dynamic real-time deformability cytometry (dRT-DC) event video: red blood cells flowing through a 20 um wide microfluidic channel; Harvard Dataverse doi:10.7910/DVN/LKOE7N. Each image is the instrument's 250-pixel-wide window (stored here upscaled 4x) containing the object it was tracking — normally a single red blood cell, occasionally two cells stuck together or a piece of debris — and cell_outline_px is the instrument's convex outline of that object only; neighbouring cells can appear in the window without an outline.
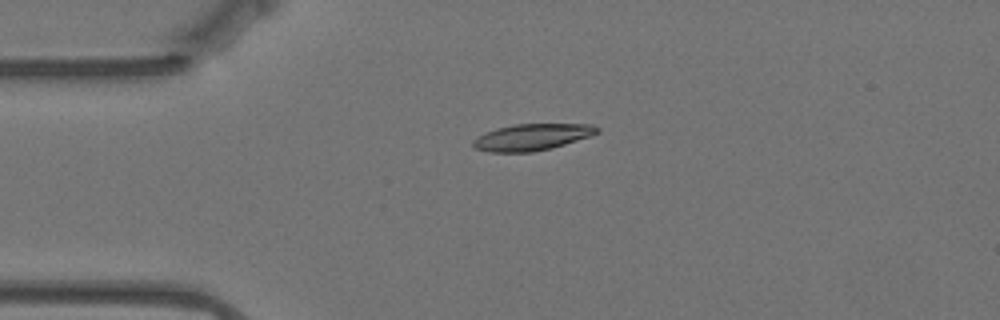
{"species": "Egyptian fruit bat (a non-hibernating species)", "species_latin": "Rousettus aegyptiacus", "temperature_condition": "warm", "stored_images_in_passage": 28, "camera_frame_rate_fps": 3000, "um_per_image_px": 0.085, "animal": {"sex": "female"}, "frame": {"image": 1, "passage_image": 1, "time_ms": 0.0, "image_size_px": [1000, 320], "cell_outline_px": [[600, 132], [592, 136], [552, 148], [532, 152], [488, 152], [476, 148], [472, 144], [472, 140], [484, 132], [496, 128], [516, 124], [592, 124], [600, 128]], "centroid_in_image_um": [45.24, 11.65], "position_along_channel_um": 39.8, "area_um2": 19.36}}
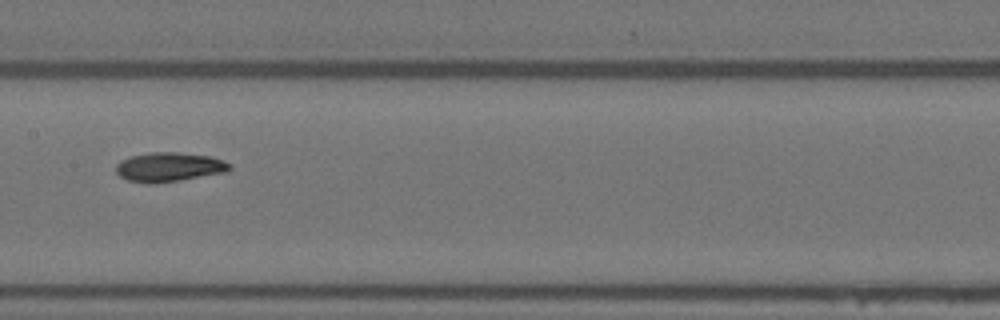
{"frame": {"image": 2, "passage_image": 16, "time_ms": 5.0, "image_size_px": [1000, 320], "cell_outline_px": [[232, 168], [228, 172], [156, 184], [148, 184], [128, 180], [120, 176], [116, 172], [116, 164], [120, 160], [132, 156], [152, 152], [176, 152], [212, 156], [224, 160], [232, 164]], "centroid_in_image_um": [14.41, 14.2], "position_along_channel_um": 193.0, "area_um2": 19.65}}
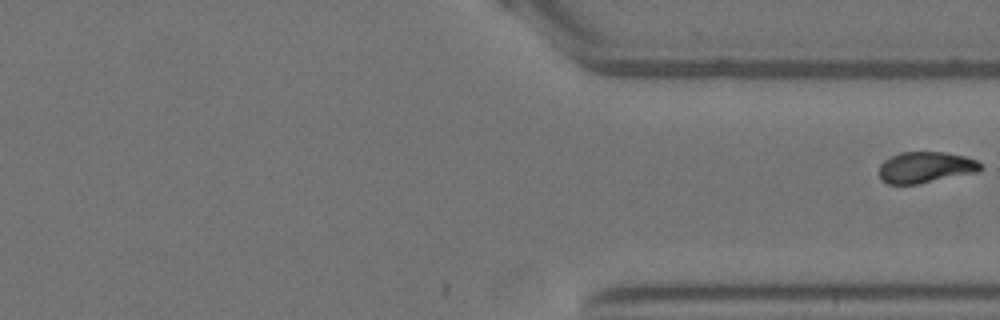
{"frame": {"image": 3, "passage_image": 28, "time_ms": 9.0, "image_size_px": [1000, 320], "cell_outline_px": [[984, 168], [980, 172], [920, 184], [888, 184], [880, 180], [880, 164], [884, 160], [900, 152], [944, 152], [964, 156], [976, 160], [984, 164]], "centroid_in_image_um": [78.73, 14.24], "position_along_channel_um": 332.7, "area_um2": 18.79}}